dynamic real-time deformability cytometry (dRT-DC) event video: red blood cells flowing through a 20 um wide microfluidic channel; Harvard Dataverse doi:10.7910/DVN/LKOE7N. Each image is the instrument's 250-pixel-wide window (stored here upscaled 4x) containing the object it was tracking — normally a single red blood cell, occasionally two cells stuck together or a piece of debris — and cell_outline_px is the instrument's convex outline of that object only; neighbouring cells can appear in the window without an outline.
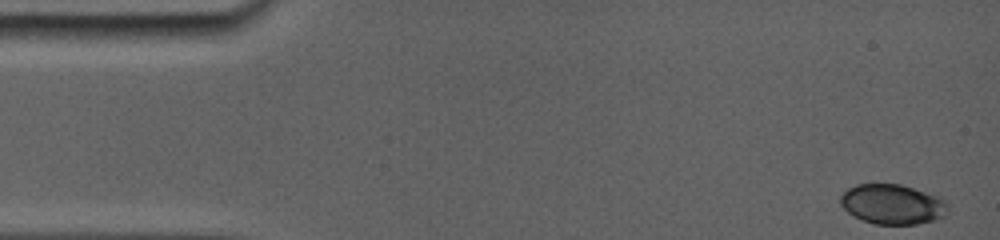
{"species": "common noctule bat (a hibernating species)", "species_latin": "Nyctalus noctula", "temperature_condition": "room temperature", "stored_images_in_passage": 56, "camera_frame_rate_fps": 5000, "um_per_image_px": 0.085, "animal": {"sex": "female", "body_mass_g": 19.0, "forearm_length_mm": 56.7}, "frame": {"image": 1, "passage_image": 1, "time_ms": 0.0, "image_size_px": [1000, 240], "cell_outline_px": [[948, 212], [944, 216], [936, 220], [916, 224], [876, 224], [852, 216], [840, 204], [840, 196], [848, 188], [860, 184], [900, 184], [912, 188], [944, 200], [948, 204]], "centroid_in_image_um": [75.84, 17.37], "position_along_channel_um": 9.2, "area_um2": 24.74}}
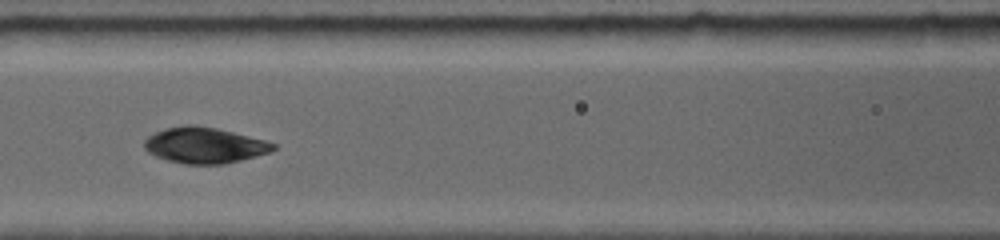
{"frame": {"image": 2, "passage_image": 25, "time_ms": 6.6, "image_size_px": [1000, 240], "cell_outline_px": [[276, 148], [268, 152], [240, 160], [224, 164], [184, 164], [168, 160], [156, 156], [148, 152], [144, 148], [144, 140], [148, 136], [156, 132], [168, 128], [216, 128], [264, 140], [276, 144]], "centroid_in_image_um": [17.38, 12.4], "position_along_channel_um": 149.2, "area_um2": 25.84}}
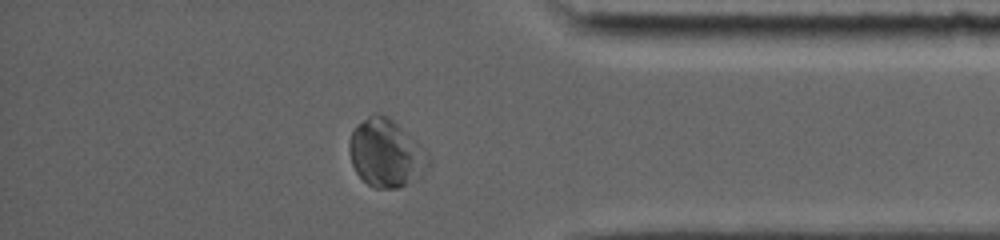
{"frame": {"image": 3, "passage_image": 48, "time_ms": 13.4, "image_size_px": [1000, 240], "cell_outline_px": [[428, 168], [424, 172], [404, 184], [396, 188], [376, 188], [368, 184], [356, 172], [352, 164], [348, 148], [348, 144], [352, 132], [356, 124], [368, 116], [376, 112], [388, 116], [428, 152]], "centroid_in_image_um": [32.77, 12.99], "position_along_channel_um": 402.4, "area_um2": 30.81}, "authors_computed_cell_mechanics": {"area_um2": 26.3568, "velocity_mm_per_s": 3.8445, "shape_relaxation_time_tau1_ms": 3.0233, "shape_relaxation_time_tau2_ms": 2.3191, "deformation_change_tau1": 0.0836, "deformation_change_tau2": 0.0645}}